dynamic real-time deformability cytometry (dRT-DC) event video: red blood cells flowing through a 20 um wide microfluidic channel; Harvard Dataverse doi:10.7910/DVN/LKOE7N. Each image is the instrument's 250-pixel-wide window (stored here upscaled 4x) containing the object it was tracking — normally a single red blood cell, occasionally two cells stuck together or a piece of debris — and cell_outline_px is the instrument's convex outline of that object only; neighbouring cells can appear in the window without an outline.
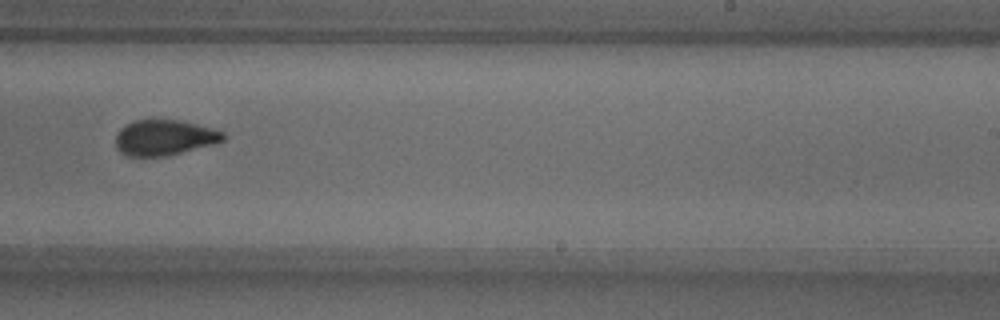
{"species": "common noctule bat (a hibernating species)", "species_latin": "Nyctalus noctula", "temperature_condition": "warm", "stored_images_in_passage": 38, "camera_frame_rate_fps": 3000, "um_per_image_px": 0.085, "animal": {"sex": "male", "body_mass_g": 18.8}, "frame": {"image": 1, "passage_image": 18, "time_ms": 5.667, "image_size_px": [1000, 320], "cell_outline_px": [[228, 136], [224, 140], [216, 144], [164, 156], [128, 156], [120, 152], [116, 148], [116, 136], [120, 128], [124, 124], [136, 120], [152, 116], [180, 120], [212, 128], [224, 132]], "centroid_in_image_um": [13.97, 11.65], "position_along_channel_um": 275.0, "area_um2": 23.0}}
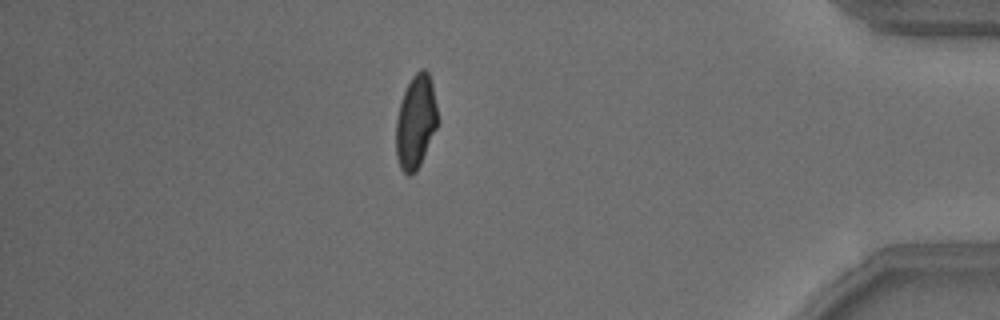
{"frame": {"image": 2, "passage_image": 31, "time_ms": 10.0, "image_size_px": [1000, 320], "cell_outline_px": [[440, 120], [420, 164], [416, 172], [408, 176], [400, 168], [396, 156], [396, 120], [400, 104], [404, 92], [412, 76], [420, 68], [424, 68], [428, 72], [432, 84]], "centroid_in_image_um": [35.35, 10.36], "position_along_channel_um": 399.8, "area_um2": 22.83}}
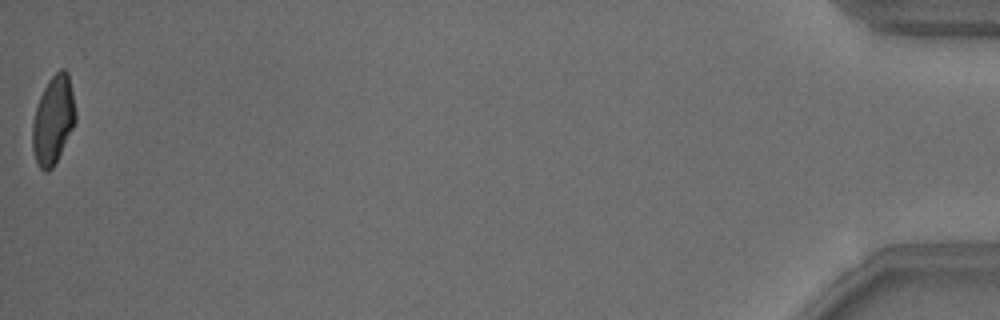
{"frame": {"image": 3, "passage_image": 38, "time_ms": 12.333, "image_size_px": [1000, 320], "cell_outline_px": [[76, 120], [52, 168], [48, 172], [44, 172], [40, 168], [36, 160], [32, 148], [32, 124], [36, 108], [40, 96], [48, 80], [60, 68], [64, 68], [68, 72], [76, 112]], "centroid_in_image_um": [4.51, 10.17], "position_along_channel_um": 430.7, "area_um2": 21.85}, "authors_computed_cell_mechanics": {"area_um2": 23.0333, "velocity_mm_per_s": 3.8825, "shape_relaxation_time_tau1_ms": 5.0953, "shape_relaxation_time_tau2_ms": 1.349, "deformation_change_tau1": 0.1642, "deformation_change_tau2": 0.0611}}